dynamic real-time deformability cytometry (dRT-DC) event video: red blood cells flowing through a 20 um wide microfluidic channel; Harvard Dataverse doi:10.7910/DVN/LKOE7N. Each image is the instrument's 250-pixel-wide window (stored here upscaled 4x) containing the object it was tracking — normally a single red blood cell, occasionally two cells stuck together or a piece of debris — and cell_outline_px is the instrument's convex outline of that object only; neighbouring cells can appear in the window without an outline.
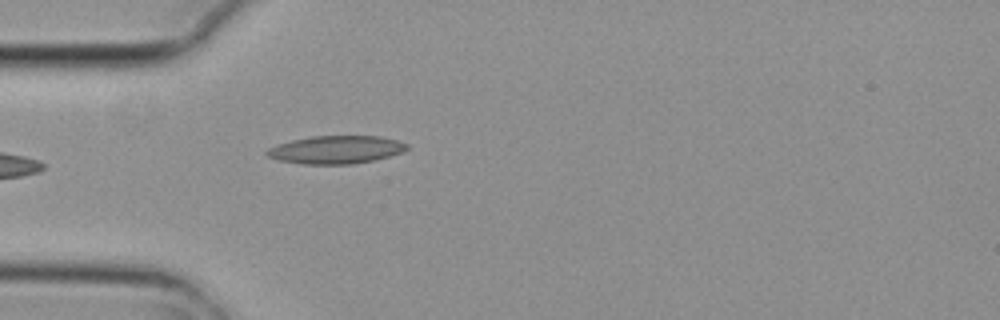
{"species": "common noctule bat (a hibernating species)", "species_latin": "Nyctalus noctula", "temperature_condition": "cold", "stored_images_in_passage": 5, "camera_frame_rate_fps": 3000, "um_per_image_px": 0.085, "animal": {"sex": "female", "body_mass_g": 29.2, "forearm_length_mm": 56.3}, "frame": {"image": 1, "passage_image": 5, "time_ms": 1.333, "image_size_px": [1000, 320], "cell_outline_px": [[408, 148], [404, 152], [372, 160], [352, 164], [300, 164], [280, 160], [268, 156], [264, 152], [268, 148], [276, 144], [292, 140], [312, 136], [380, 136], [396, 140], [408, 144]], "centroid_in_image_um": [28.54, 12.72], "position_along_channel_um": 56.5, "area_um2": 22.77}}